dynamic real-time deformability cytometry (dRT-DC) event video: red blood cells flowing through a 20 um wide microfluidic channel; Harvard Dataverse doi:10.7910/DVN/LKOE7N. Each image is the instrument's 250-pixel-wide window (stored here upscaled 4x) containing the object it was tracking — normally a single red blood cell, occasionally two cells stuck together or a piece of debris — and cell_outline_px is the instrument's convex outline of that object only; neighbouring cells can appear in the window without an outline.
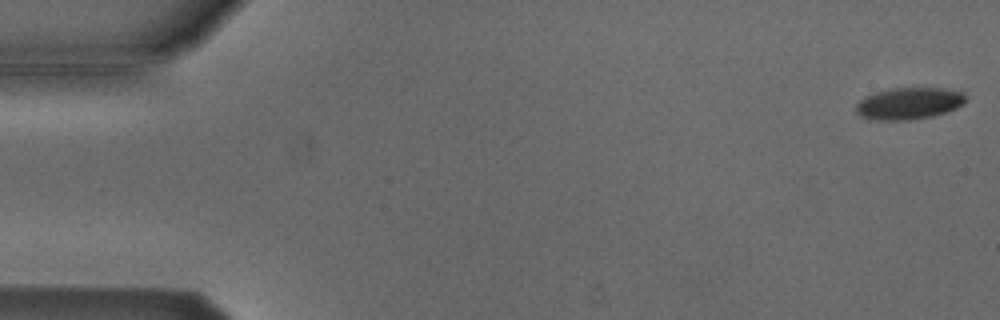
{"species": "Egyptian fruit bat (a non-hibernating species)", "species_latin": "Rousettus aegyptiacus", "temperature_condition": "cold", "stored_images_in_passage": 53, "camera_frame_rate_fps": 3000, "um_per_image_px": 0.085, "animal": {"sex": "male"}, "frame": {"image": 1, "passage_image": 1, "time_ms": 0.0, "image_size_px": [1000, 320], "cell_outline_px": [[964, 100], [956, 108], [932, 116], [908, 120], [880, 120], [860, 116], [856, 112], [856, 104], [860, 100], [876, 92], [892, 88], [940, 88], [964, 92]], "centroid_in_image_um": [77.23, 8.79], "position_along_channel_um": 7.8, "area_um2": 19.94}}
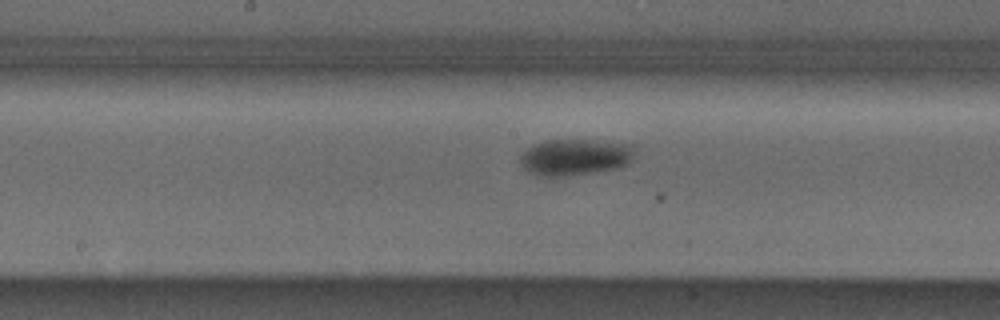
{"frame": {"image": 2, "passage_image": 27, "time_ms": 8.667, "image_size_px": [1000, 320], "cell_outline_px": [[632, 160], [628, 164], [616, 168], [596, 172], [556, 176], [548, 176], [532, 172], [524, 168], [520, 160], [520, 156], [532, 144], [548, 140], [592, 140], [632, 144]], "centroid_in_image_um": [48.89, 13.33], "position_along_channel_um": 199.3, "area_um2": 23.81}}
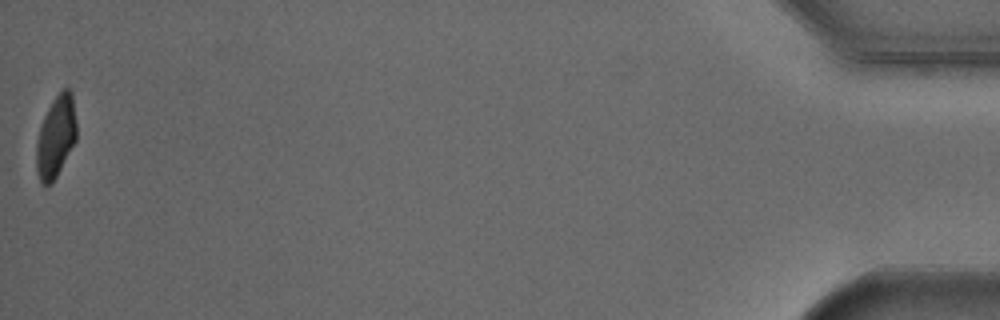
{"frame": {"image": 3, "passage_image": 53, "time_ms": 17.333, "image_size_px": [1000, 320], "cell_outline_px": [[76, 140], [52, 184], [44, 184], [40, 180], [36, 172], [36, 144], [40, 128], [44, 116], [52, 100], [64, 88], [68, 88], [72, 92], [76, 120]], "centroid_in_image_um": [4.75, 11.61], "position_along_channel_um": 430.5, "area_um2": 19.02}, "authors_computed_cell_mechanics": {"area_um2": 22.1952, "velocity_mm_per_s": 3.8522, "shape_relaxation_time_tau1_ms": 3.8775, "shape_relaxation_time_tau2_ms": null, "deformation_change_tau1": 0.1126, "deformation_change_tau2": null}}